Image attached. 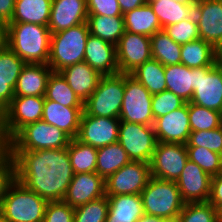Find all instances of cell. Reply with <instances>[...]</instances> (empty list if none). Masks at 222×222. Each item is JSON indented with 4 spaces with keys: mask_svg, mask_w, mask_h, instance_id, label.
I'll list each match as a JSON object with an SVG mask.
<instances>
[{
    "mask_svg": "<svg viewBox=\"0 0 222 222\" xmlns=\"http://www.w3.org/2000/svg\"><path fill=\"white\" fill-rule=\"evenodd\" d=\"M83 107H66L45 98L42 120L61 129L71 139L77 137Z\"/></svg>",
    "mask_w": 222,
    "mask_h": 222,
    "instance_id": "obj_22",
    "label": "cell"
},
{
    "mask_svg": "<svg viewBox=\"0 0 222 222\" xmlns=\"http://www.w3.org/2000/svg\"><path fill=\"white\" fill-rule=\"evenodd\" d=\"M153 127L157 142L186 144L191 133L188 102L182 107L156 118Z\"/></svg>",
    "mask_w": 222,
    "mask_h": 222,
    "instance_id": "obj_17",
    "label": "cell"
},
{
    "mask_svg": "<svg viewBox=\"0 0 222 222\" xmlns=\"http://www.w3.org/2000/svg\"><path fill=\"white\" fill-rule=\"evenodd\" d=\"M0 222H7L1 211H0Z\"/></svg>",
    "mask_w": 222,
    "mask_h": 222,
    "instance_id": "obj_58",
    "label": "cell"
},
{
    "mask_svg": "<svg viewBox=\"0 0 222 222\" xmlns=\"http://www.w3.org/2000/svg\"><path fill=\"white\" fill-rule=\"evenodd\" d=\"M52 72L48 64L26 63L17 79L14 89L15 97H45L48 78Z\"/></svg>",
    "mask_w": 222,
    "mask_h": 222,
    "instance_id": "obj_24",
    "label": "cell"
},
{
    "mask_svg": "<svg viewBox=\"0 0 222 222\" xmlns=\"http://www.w3.org/2000/svg\"><path fill=\"white\" fill-rule=\"evenodd\" d=\"M105 222H136L145 212L140 194L107 196Z\"/></svg>",
    "mask_w": 222,
    "mask_h": 222,
    "instance_id": "obj_26",
    "label": "cell"
},
{
    "mask_svg": "<svg viewBox=\"0 0 222 222\" xmlns=\"http://www.w3.org/2000/svg\"><path fill=\"white\" fill-rule=\"evenodd\" d=\"M216 210V222H222V204L215 207Z\"/></svg>",
    "mask_w": 222,
    "mask_h": 222,
    "instance_id": "obj_56",
    "label": "cell"
},
{
    "mask_svg": "<svg viewBox=\"0 0 222 222\" xmlns=\"http://www.w3.org/2000/svg\"><path fill=\"white\" fill-rule=\"evenodd\" d=\"M215 62L222 67V41L215 48Z\"/></svg>",
    "mask_w": 222,
    "mask_h": 222,
    "instance_id": "obj_52",
    "label": "cell"
},
{
    "mask_svg": "<svg viewBox=\"0 0 222 222\" xmlns=\"http://www.w3.org/2000/svg\"><path fill=\"white\" fill-rule=\"evenodd\" d=\"M50 37V30L44 25L7 24V46L26 63L48 64Z\"/></svg>",
    "mask_w": 222,
    "mask_h": 222,
    "instance_id": "obj_2",
    "label": "cell"
},
{
    "mask_svg": "<svg viewBox=\"0 0 222 222\" xmlns=\"http://www.w3.org/2000/svg\"><path fill=\"white\" fill-rule=\"evenodd\" d=\"M48 201L15 180L0 205L7 222H43Z\"/></svg>",
    "mask_w": 222,
    "mask_h": 222,
    "instance_id": "obj_4",
    "label": "cell"
},
{
    "mask_svg": "<svg viewBox=\"0 0 222 222\" xmlns=\"http://www.w3.org/2000/svg\"><path fill=\"white\" fill-rule=\"evenodd\" d=\"M119 73L130 74L152 58L149 36L125 31L116 45Z\"/></svg>",
    "mask_w": 222,
    "mask_h": 222,
    "instance_id": "obj_14",
    "label": "cell"
},
{
    "mask_svg": "<svg viewBox=\"0 0 222 222\" xmlns=\"http://www.w3.org/2000/svg\"><path fill=\"white\" fill-rule=\"evenodd\" d=\"M150 40L153 59L164 66L181 63V44L174 42L163 29L152 35Z\"/></svg>",
    "mask_w": 222,
    "mask_h": 222,
    "instance_id": "obj_35",
    "label": "cell"
},
{
    "mask_svg": "<svg viewBox=\"0 0 222 222\" xmlns=\"http://www.w3.org/2000/svg\"><path fill=\"white\" fill-rule=\"evenodd\" d=\"M89 35L87 22L51 34L48 65L52 71L59 72L67 66L84 62Z\"/></svg>",
    "mask_w": 222,
    "mask_h": 222,
    "instance_id": "obj_3",
    "label": "cell"
},
{
    "mask_svg": "<svg viewBox=\"0 0 222 222\" xmlns=\"http://www.w3.org/2000/svg\"><path fill=\"white\" fill-rule=\"evenodd\" d=\"M52 0H15L10 23H33L48 26Z\"/></svg>",
    "mask_w": 222,
    "mask_h": 222,
    "instance_id": "obj_27",
    "label": "cell"
},
{
    "mask_svg": "<svg viewBox=\"0 0 222 222\" xmlns=\"http://www.w3.org/2000/svg\"><path fill=\"white\" fill-rule=\"evenodd\" d=\"M45 98L66 107H83V102L59 72H52L49 76Z\"/></svg>",
    "mask_w": 222,
    "mask_h": 222,
    "instance_id": "obj_37",
    "label": "cell"
},
{
    "mask_svg": "<svg viewBox=\"0 0 222 222\" xmlns=\"http://www.w3.org/2000/svg\"><path fill=\"white\" fill-rule=\"evenodd\" d=\"M119 126V118L90 116L83 112L76 138L98 149L118 141Z\"/></svg>",
    "mask_w": 222,
    "mask_h": 222,
    "instance_id": "obj_15",
    "label": "cell"
},
{
    "mask_svg": "<svg viewBox=\"0 0 222 222\" xmlns=\"http://www.w3.org/2000/svg\"><path fill=\"white\" fill-rule=\"evenodd\" d=\"M127 152L119 142L97 149L96 173L104 180L130 162Z\"/></svg>",
    "mask_w": 222,
    "mask_h": 222,
    "instance_id": "obj_31",
    "label": "cell"
},
{
    "mask_svg": "<svg viewBox=\"0 0 222 222\" xmlns=\"http://www.w3.org/2000/svg\"><path fill=\"white\" fill-rule=\"evenodd\" d=\"M123 17L127 32L151 37L162 30L157 15L148 3L126 12Z\"/></svg>",
    "mask_w": 222,
    "mask_h": 222,
    "instance_id": "obj_29",
    "label": "cell"
},
{
    "mask_svg": "<svg viewBox=\"0 0 222 222\" xmlns=\"http://www.w3.org/2000/svg\"><path fill=\"white\" fill-rule=\"evenodd\" d=\"M7 46V24L0 20V49Z\"/></svg>",
    "mask_w": 222,
    "mask_h": 222,
    "instance_id": "obj_51",
    "label": "cell"
},
{
    "mask_svg": "<svg viewBox=\"0 0 222 222\" xmlns=\"http://www.w3.org/2000/svg\"><path fill=\"white\" fill-rule=\"evenodd\" d=\"M147 3L157 15L162 29L194 15L195 5L183 4L175 0H147Z\"/></svg>",
    "mask_w": 222,
    "mask_h": 222,
    "instance_id": "obj_32",
    "label": "cell"
},
{
    "mask_svg": "<svg viewBox=\"0 0 222 222\" xmlns=\"http://www.w3.org/2000/svg\"><path fill=\"white\" fill-rule=\"evenodd\" d=\"M105 196V180L96 172L74 174L63 201L72 208Z\"/></svg>",
    "mask_w": 222,
    "mask_h": 222,
    "instance_id": "obj_19",
    "label": "cell"
},
{
    "mask_svg": "<svg viewBox=\"0 0 222 222\" xmlns=\"http://www.w3.org/2000/svg\"><path fill=\"white\" fill-rule=\"evenodd\" d=\"M181 64L189 68L211 67L215 62V48L202 39L181 45Z\"/></svg>",
    "mask_w": 222,
    "mask_h": 222,
    "instance_id": "obj_33",
    "label": "cell"
},
{
    "mask_svg": "<svg viewBox=\"0 0 222 222\" xmlns=\"http://www.w3.org/2000/svg\"><path fill=\"white\" fill-rule=\"evenodd\" d=\"M186 147H204L222 155V126L207 131H191Z\"/></svg>",
    "mask_w": 222,
    "mask_h": 222,
    "instance_id": "obj_42",
    "label": "cell"
},
{
    "mask_svg": "<svg viewBox=\"0 0 222 222\" xmlns=\"http://www.w3.org/2000/svg\"><path fill=\"white\" fill-rule=\"evenodd\" d=\"M118 142L131 161L150 163L157 138L153 126L120 121Z\"/></svg>",
    "mask_w": 222,
    "mask_h": 222,
    "instance_id": "obj_10",
    "label": "cell"
},
{
    "mask_svg": "<svg viewBox=\"0 0 222 222\" xmlns=\"http://www.w3.org/2000/svg\"><path fill=\"white\" fill-rule=\"evenodd\" d=\"M88 15L123 16L118 0H86Z\"/></svg>",
    "mask_w": 222,
    "mask_h": 222,
    "instance_id": "obj_47",
    "label": "cell"
},
{
    "mask_svg": "<svg viewBox=\"0 0 222 222\" xmlns=\"http://www.w3.org/2000/svg\"><path fill=\"white\" fill-rule=\"evenodd\" d=\"M150 177V163L130 161L105 179V195L141 194Z\"/></svg>",
    "mask_w": 222,
    "mask_h": 222,
    "instance_id": "obj_13",
    "label": "cell"
},
{
    "mask_svg": "<svg viewBox=\"0 0 222 222\" xmlns=\"http://www.w3.org/2000/svg\"><path fill=\"white\" fill-rule=\"evenodd\" d=\"M147 3V0H118V4L122 11V14H125L128 11H131L135 8L141 7Z\"/></svg>",
    "mask_w": 222,
    "mask_h": 222,
    "instance_id": "obj_50",
    "label": "cell"
},
{
    "mask_svg": "<svg viewBox=\"0 0 222 222\" xmlns=\"http://www.w3.org/2000/svg\"><path fill=\"white\" fill-rule=\"evenodd\" d=\"M7 106L0 100V127L6 115Z\"/></svg>",
    "mask_w": 222,
    "mask_h": 222,
    "instance_id": "obj_53",
    "label": "cell"
},
{
    "mask_svg": "<svg viewBox=\"0 0 222 222\" xmlns=\"http://www.w3.org/2000/svg\"><path fill=\"white\" fill-rule=\"evenodd\" d=\"M9 152L17 181L48 202L63 200L74 176L67 147Z\"/></svg>",
    "mask_w": 222,
    "mask_h": 222,
    "instance_id": "obj_1",
    "label": "cell"
},
{
    "mask_svg": "<svg viewBox=\"0 0 222 222\" xmlns=\"http://www.w3.org/2000/svg\"><path fill=\"white\" fill-rule=\"evenodd\" d=\"M45 97H14L7 105L0 127V146H4L25 125L42 120Z\"/></svg>",
    "mask_w": 222,
    "mask_h": 222,
    "instance_id": "obj_8",
    "label": "cell"
},
{
    "mask_svg": "<svg viewBox=\"0 0 222 222\" xmlns=\"http://www.w3.org/2000/svg\"><path fill=\"white\" fill-rule=\"evenodd\" d=\"M194 15L200 39L216 48L222 41V0H198Z\"/></svg>",
    "mask_w": 222,
    "mask_h": 222,
    "instance_id": "obj_18",
    "label": "cell"
},
{
    "mask_svg": "<svg viewBox=\"0 0 222 222\" xmlns=\"http://www.w3.org/2000/svg\"><path fill=\"white\" fill-rule=\"evenodd\" d=\"M188 161V152L185 144L157 142L150 160L152 177L177 181Z\"/></svg>",
    "mask_w": 222,
    "mask_h": 222,
    "instance_id": "obj_12",
    "label": "cell"
},
{
    "mask_svg": "<svg viewBox=\"0 0 222 222\" xmlns=\"http://www.w3.org/2000/svg\"><path fill=\"white\" fill-rule=\"evenodd\" d=\"M125 91V74L102 75L97 88L83 103L90 116L119 118Z\"/></svg>",
    "mask_w": 222,
    "mask_h": 222,
    "instance_id": "obj_6",
    "label": "cell"
},
{
    "mask_svg": "<svg viewBox=\"0 0 222 222\" xmlns=\"http://www.w3.org/2000/svg\"><path fill=\"white\" fill-rule=\"evenodd\" d=\"M87 25L91 35L115 46L126 31L123 16L88 15Z\"/></svg>",
    "mask_w": 222,
    "mask_h": 222,
    "instance_id": "obj_30",
    "label": "cell"
},
{
    "mask_svg": "<svg viewBox=\"0 0 222 222\" xmlns=\"http://www.w3.org/2000/svg\"><path fill=\"white\" fill-rule=\"evenodd\" d=\"M211 180L210 175L188 159L176 184L185 203L208 202Z\"/></svg>",
    "mask_w": 222,
    "mask_h": 222,
    "instance_id": "obj_16",
    "label": "cell"
},
{
    "mask_svg": "<svg viewBox=\"0 0 222 222\" xmlns=\"http://www.w3.org/2000/svg\"><path fill=\"white\" fill-rule=\"evenodd\" d=\"M164 32L176 43L184 44L200 39L198 23L193 15L190 18L163 28Z\"/></svg>",
    "mask_w": 222,
    "mask_h": 222,
    "instance_id": "obj_41",
    "label": "cell"
},
{
    "mask_svg": "<svg viewBox=\"0 0 222 222\" xmlns=\"http://www.w3.org/2000/svg\"><path fill=\"white\" fill-rule=\"evenodd\" d=\"M191 103L222 113V67L194 68Z\"/></svg>",
    "mask_w": 222,
    "mask_h": 222,
    "instance_id": "obj_11",
    "label": "cell"
},
{
    "mask_svg": "<svg viewBox=\"0 0 222 222\" xmlns=\"http://www.w3.org/2000/svg\"><path fill=\"white\" fill-rule=\"evenodd\" d=\"M71 138L61 129L39 120L21 128L5 145L8 151H35L68 147Z\"/></svg>",
    "mask_w": 222,
    "mask_h": 222,
    "instance_id": "obj_5",
    "label": "cell"
},
{
    "mask_svg": "<svg viewBox=\"0 0 222 222\" xmlns=\"http://www.w3.org/2000/svg\"><path fill=\"white\" fill-rule=\"evenodd\" d=\"M25 65L8 46L0 49V100L6 106L15 97L17 79Z\"/></svg>",
    "mask_w": 222,
    "mask_h": 222,
    "instance_id": "obj_25",
    "label": "cell"
},
{
    "mask_svg": "<svg viewBox=\"0 0 222 222\" xmlns=\"http://www.w3.org/2000/svg\"><path fill=\"white\" fill-rule=\"evenodd\" d=\"M152 95L166 90L165 66L151 58L130 73Z\"/></svg>",
    "mask_w": 222,
    "mask_h": 222,
    "instance_id": "obj_34",
    "label": "cell"
},
{
    "mask_svg": "<svg viewBox=\"0 0 222 222\" xmlns=\"http://www.w3.org/2000/svg\"><path fill=\"white\" fill-rule=\"evenodd\" d=\"M88 17L86 0H52L48 28L51 34L86 23Z\"/></svg>",
    "mask_w": 222,
    "mask_h": 222,
    "instance_id": "obj_20",
    "label": "cell"
},
{
    "mask_svg": "<svg viewBox=\"0 0 222 222\" xmlns=\"http://www.w3.org/2000/svg\"><path fill=\"white\" fill-rule=\"evenodd\" d=\"M175 1L188 5H195L198 2V0H175Z\"/></svg>",
    "mask_w": 222,
    "mask_h": 222,
    "instance_id": "obj_57",
    "label": "cell"
},
{
    "mask_svg": "<svg viewBox=\"0 0 222 222\" xmlns=\"http://www.w3.org/2000/svg\"><path fill=\"white\" fill-rule=\"evenodd\" d=\"M185 103L186 101L169 90L153 94L151 109L154 120L182 107Z\"/></svg>",
    "mask_w": 222,
    "mask_h": 222,
    "instance_id": "obj_44",
    "label": "cell"
},
{
    "mask_svg": "<svg viewBox=\"0 0 222 222\" xmlns=\"http://www.w3.org/2000/svg\"><path fill=\"white\" fill-rule=\"evenodd\" d=\"M157 217L144 213L136 222H154Z\"/></svg>",
    "mask_w": 222,
    "mask_h": 222,
    "instance_id": "obj_54",
    "label": "cell"
},
{
    "mask_svg": "<svg viewBox=\"0 0 222 222\" xmlns=\"http://www.w3.org/2000/svg\"><path fill=\"white\" fill-rule=\"evenodd\" d=\"M140 195L144 212L158 218L178 217L185 204L176 181L152 176Z\"/></svg>",
    "mask_w": 222,
    "mask_h": 222,
    "instance_id": "obj_7",
    "label": "cell"
},
{
    "mask_svg": "<svg viewBox=\"0 0 222 222\" xmlns=\"http://www.w3.org/2000/svg\"><path fill=\"white\" fill-rule=\"evenodd\" d=\"M59 73L83 103L95 91L102 76L86 62L67 66Z\"/></svg>",
    "mask_w": 222,
    "mask_h": 222,
    "instance_id": "obj_23",
    "label": "cell"
},
{
    "mask_svg": "<svg viewBox=\"0 0 222 222\" xmlns=\"http://www.w3.org/2000/svg\"><path fill=\"white\" fill-rule=\"evenodd\" d=\"M191 131H207L222 126V113L188 102Z\"/></svg>",
    "mask_w": 222,
    "mask_h": 222,
    "instance_id": "obj_38",
    "label": "cell"
},
{
    "mask_svg": "<svg viewBox=\"0 0 222 222\" xmlns=\"http://www.w3.org/2000/svg\"><path fill=\"white\" fill-rule=\"evenodd\" d=\"M178 218L180 222H216V210L209 202L185 203Z\"/></svg>",
    "mask_w": 222,
    "mask_h": 222,
    "instance_id": "obj_43",
    "label": "cell"
},
{
    "mask_svg": "<svg viewBox=\"0 0 222 222\" xmlns=\"http://www.w3.org/2000/svg\"><path fill=\"white\" fill-rule=\"evenodd\" d=\"M166 90L190 102L194 91V68L184 64L165 66Z\"/></svg>",
    "mask_w": 222,
    "mask_h": 222,
    "instance_id": "obj_28",
    "label": "cell"
},
{
    "mask_svg": "<svg viewBox=\"0 0 222 222\" xmlns=\"http://www.w3.org/2000/svg\"><path fill=\"white\" fill-rule=\"evenodd\" d=\"M208 202L214 207L222 204V172L212 177L211 193Z\"/></svg>",
    "mask_w": 222,
    "mask_h": 222,
    "instance_id": "obj_48",
    "label": "cell"
},
{
    "mask_svg": "<svg viewBox=\"0 0 222 222\" xmlns=\"http://www.w3.org/2000/svg\"><path fill=\"white\" fill-rule=\"evenodd\" d=\"M15 9V0H0V20L9 24Z\"/></svg>",
    "mask_w": 222,
    "mask_h": 222,
    "instance_id": "obj_49",
    "label": "cell"
},
{
    "mask_svg": "<svg viewBox=\"0 0 222 222\" xmlns=\"http://www.w3.org/2000/svg\"><path fill=\"white\" fill-rule=\"evenodd\" d=\"M43 222H74V208L63 200L49 201Z\"/></svg>",
    "mask_w": 222,
    "mask_h": 222,
    "instance_id": "obj_46",
    "label": "cell"
},
{
    "mask_svg": "<svg viewBox=\"0 0 222 222\" xmlns=\"http://www.w3.org/2000/svg\"><path fill=\"white\" fill-rule=\"evenodd\" d=\"M16 180L15 163L10 152L0 146V205L9 186Z\"/></svg>",
    "mask_w": 222,
    "mask_h": 222,
    "instance_id": "obj_45",
    "label": "cell"
},
{
    "mask_svg": "<svg viewBox=\"0 0 222 222\" xmlns=\"http://www.w3.org/2000/svg\"><path fill=\"white\" fill-rule=\"evenodd\" d=\"M84 62L101 75L119 73L116 46L91 34L86 43Z\"/></svg>",
    "mask_w": 222,
    "mask_h": 222,
    "instance_id": "obj_21",
    "label": "cell"
},
{
    "mask_svg": "<svg viewBox=\"0 0 222 222\" xmlns=\"http://www.w3.org/2000/svg\"><path fill=\"white\" fill-rule=\"evenodd\" d=\"M188 159L195 162L211 177L222 172V155L204 147H186Z\"/></svg>",
    "mask_w": 222,
    "mask_h": 222,
    "instance_id": "obj_39",
    "label": "cell"
},
{
    "mask_svg": "<svg viewBox=\"0 0 222 222\" xmlns=\"http://www.w3.org/2000/svg\"><path fill=\"white\" fill-rule=\"evenodd\" d=\"M154 222H180L178 217H161L156 218Z\"/></svg>",
    "mask_w": 222,
    "mask_h": 222,
    "instance_id": "obj_55",
    "label": "cell"
},
{
    "mask_svg": "<svg viewBox=\"0 0 222 222\" xmlns=\"http://www.w3.org/2000/svg\"><path fill=\"white\" fill-rule=\"evenodd\" d=\"M108 213V198L102 196L74 208V222H105Z\"/></svg>",
    "mask_w": 222,
    "mask_h": 222,
    "instance_id": "obj_40",
    "label": "cell"
},
{
    "mask_svg": "<svg viewBox=\"0 0 222 222\" xmlns=\"http://www.w3.org/2000/svg\"><path fill=\"white\" fill-rule=\"evenodd\" d=\"M152 94L133 76L125 74V91L120 110V121L148 126L154 125Z\"/></svg>",
    "mask_w": 222,
    "mask_h": 222,
    "instance_id": "obj_9",
    "label": "cell"
},
{
    "mask_svg": "<svg viewBox=\"0 0 222 222\" xmlns=\"http://www.w3.org/2000/svg\"><path fill=\"white\" fill-rule=\"evenodd\" d=\"M67 151L74 174L96 172L97 148L74 138L70 140Z\"/></svg>",
    "mask_w": 222,
    "mask_h": 222,
    "instance_id": "obj_36",
    "label": "cell"
}]
</instances>
